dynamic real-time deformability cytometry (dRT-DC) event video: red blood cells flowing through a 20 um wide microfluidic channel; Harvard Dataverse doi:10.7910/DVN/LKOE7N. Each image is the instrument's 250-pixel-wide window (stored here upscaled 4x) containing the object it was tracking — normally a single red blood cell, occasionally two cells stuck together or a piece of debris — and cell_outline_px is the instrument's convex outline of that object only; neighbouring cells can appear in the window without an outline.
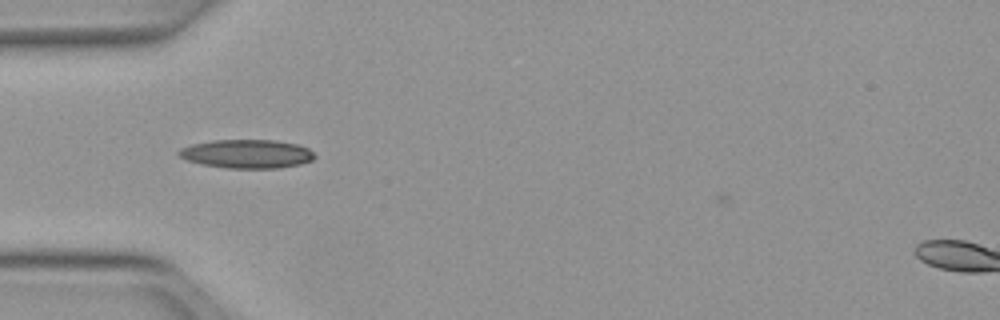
{"species": "Egyptian fruit bat (a non-hibernating species)", "species_latin": "Rousettus aegyptiacus", "temperature_condition": "warm", "stored_images_in_passage": 19, "camera_frame_rate_fps": 3000, "um_per_image_px": 0.085, "animal": {"sex": "female"}, "frame": {"image": 1, "passage_image": 1, "time_ms": 0.0, "image_size_px": [1000, 320], "cell_outline_px": [[316, 156], [312, 160], [300, 164], [280, 168], [224, 168], [200, 164], [188, 160], [180, 156], [176, 152], [180, 148], [192, 144], [212, 140], [276, 140], [296, 144], [308, 148]], "centroid_in_image_um": [20.97, 13.08], "position_along_channel_um": 64.0, "area_um2": 22.77}}